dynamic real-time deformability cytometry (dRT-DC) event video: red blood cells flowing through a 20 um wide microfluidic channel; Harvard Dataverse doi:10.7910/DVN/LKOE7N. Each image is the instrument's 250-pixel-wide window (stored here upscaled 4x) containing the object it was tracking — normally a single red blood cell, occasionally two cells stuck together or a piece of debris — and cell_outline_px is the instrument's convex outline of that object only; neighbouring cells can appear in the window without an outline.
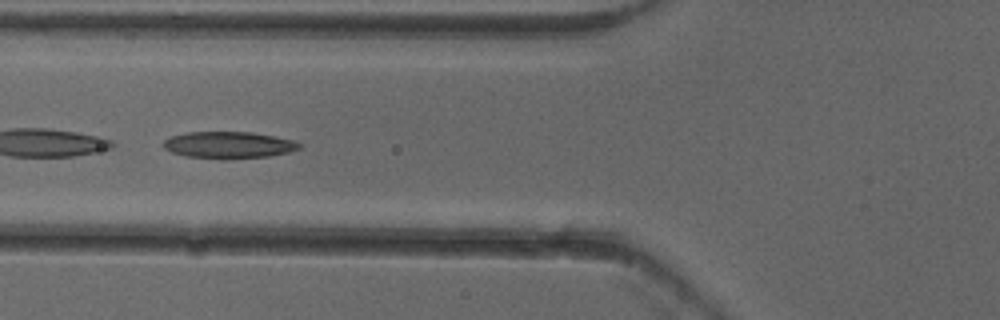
{"species": "common noctule bat (a hibernating species)", "species_latin": "Nyctalus noctula", "temperature_condition": "cold", "stored_images_in_passage": 6, "camera_frame_rate_fps": 3000, "um_per_image_px": 0.085, "animal": {"sex": "female"}, "frame": {"image": 1, "passage_image": 5, "time_ms": 1.333, "image_size_px": [1000, 320], "cell_outline_px": [[300, 148], [288, 152], [268, 156], [228, 160], [220, 160], [184, 156], [172, 152], [164, 148], [160, 144], [164, 140], [172, 136], [188, 132], [252, 132], [292, 140], [300, 144]], "centroid_in_image_um": [19.37, 12.34], "position_along_channel_um": 106.4, "area_um2": 21.39}}
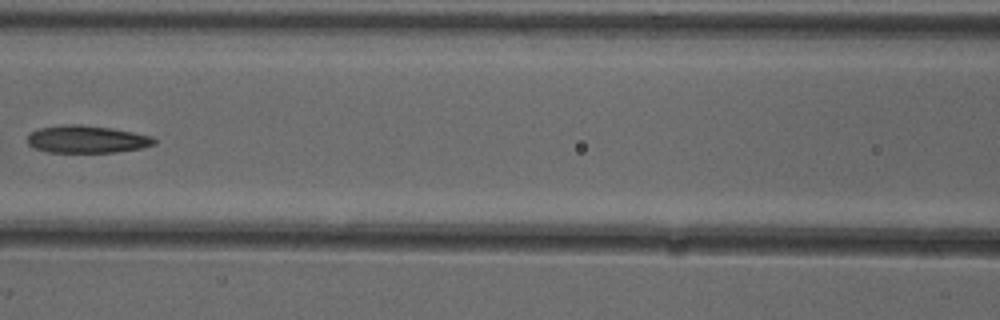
{"frame": {"image": 2, "passage_image": 6, "time_ms": 1.667, "image_size_px": [1000, 320], "cell_outline_px": [[156, 144], [140, 148], [116, 152], [48, 152], [36, 148], [28, 144], [28, 136], [32, 132], [40, 128], [64, 124], [80, 124], [108, 128], [132, 132], [152, 136], [156, 140]], "centroid_in_image_um": [7.39, 11.84], "position_along_channel_um": 159.2, "area_um2": 20.06}}